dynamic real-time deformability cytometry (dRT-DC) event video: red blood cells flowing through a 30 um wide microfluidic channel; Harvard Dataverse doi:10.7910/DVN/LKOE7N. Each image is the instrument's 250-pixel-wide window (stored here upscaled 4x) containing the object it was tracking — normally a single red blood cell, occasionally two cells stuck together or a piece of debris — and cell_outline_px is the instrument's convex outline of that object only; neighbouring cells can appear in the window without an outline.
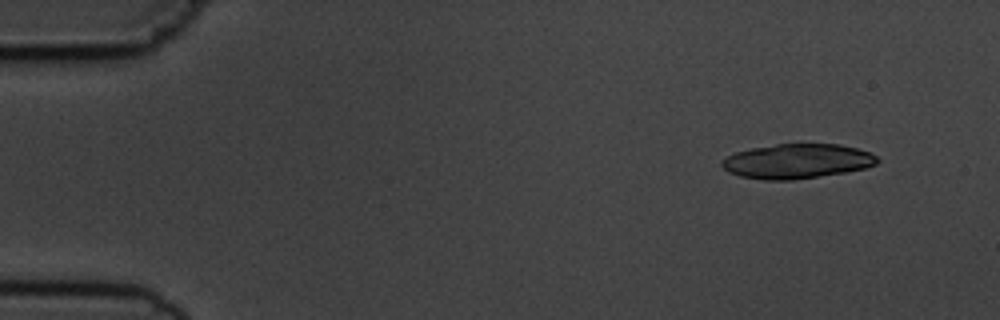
{"species": "common noctule bat (a hibernating species)", "species_latin": "Nyctalus noctula", "temperature_condition": "cold", "stored_images_in_passage": 5, "camera_frame_rate_fps": 3000, "um_per_image_px": 0.085, "animal": {"sex": "male", "body_mass_g": 19.5, "forearm_length_mm": 54.6}, "frame": {"image": 1, "passage_image": 2, "time_ms": 1.333, "image_size_px": [1000, 320], "cell_outline_px": [[880, 160], [876, 164], [864, 168], [844, 172], [820, 176], [792, 180], [764, 180], [740, 176], [728, 172], [720, 164], [728, 156], [736, 152], [752, 148], [776, 144], [840, 144], [872, 152]], "centroid_in_image_um": [67.77, 13.7], "position_along_channel_um": 17.2, "area_um2": 31.27}}